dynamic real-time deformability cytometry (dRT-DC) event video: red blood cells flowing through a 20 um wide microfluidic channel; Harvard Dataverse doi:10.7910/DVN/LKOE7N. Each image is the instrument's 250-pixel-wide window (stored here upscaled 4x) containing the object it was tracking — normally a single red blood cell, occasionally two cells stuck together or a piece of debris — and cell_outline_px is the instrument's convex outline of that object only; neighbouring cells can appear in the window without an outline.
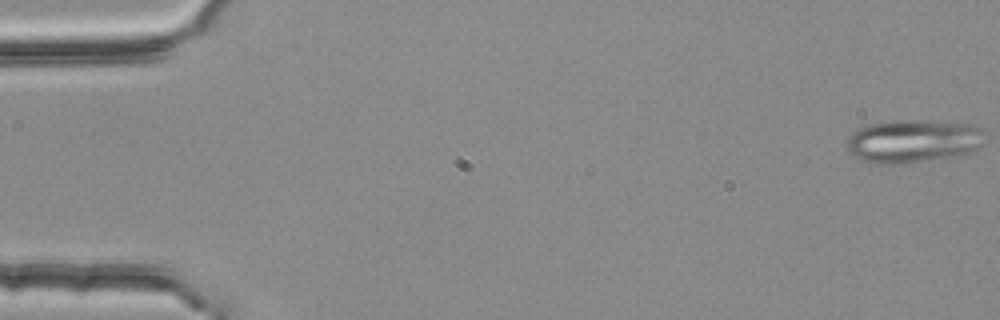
{"species": "common noctule bat (a hibernating species)", "species_latin": "Nyctalus noctula", "temperature_condition": "room temperature", "stored_images_in_passage": 4, "segment_of_instrument_passage": [2, 2], "camera_frame_rate_fps": 3000, "um_per_image_px": 0.085, "animal": {"sex": "female", "body_mass_g": 25.1}, "frame": {"image": 1, "passage_image": 4, "time_ms": 1.0, "image_size_px": [1000, 320], "cell_outline_px": [[984, 144], [976, 148], [964, 152], [948, 156], [896, 164], [876, 164], [860, 160], [852, 156], [848, 152], [848, 136], [852, 132], [868, 124], [916, 120], [968, 124], [980, 128], [984, 132]], "centroid_in_image_um": [77.55, 12.0], "position_along_channel_um": 7.4, "area_um2": 33.87}}